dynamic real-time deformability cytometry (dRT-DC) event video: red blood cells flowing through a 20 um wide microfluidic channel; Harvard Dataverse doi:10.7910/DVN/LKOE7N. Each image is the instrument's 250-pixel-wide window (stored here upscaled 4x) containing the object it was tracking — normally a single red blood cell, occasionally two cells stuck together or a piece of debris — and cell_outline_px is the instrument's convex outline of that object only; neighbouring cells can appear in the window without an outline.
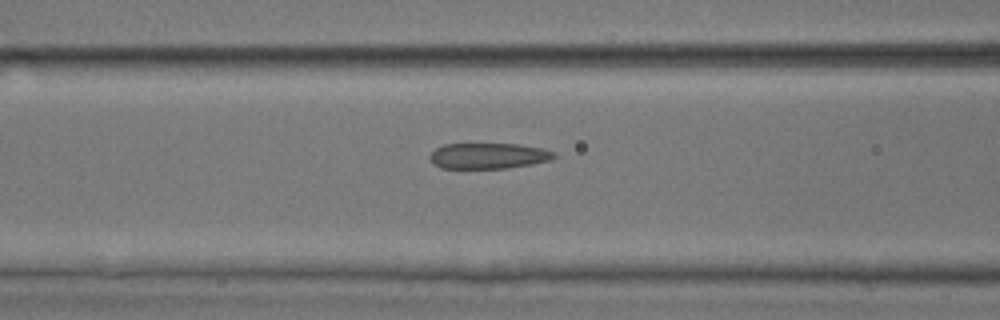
{"species": "common noctule bat (a hibernating species)", "species_latin": "Nyctalus noctula", "temperature_condition": "room temperature", "stored_images_in_passage": 6, "camera_frame_rate_fps": 3000, "um_per_image_px": 0.085, "animal": {"sex": "male", "body_mass_g": 17.9, "forearm_length_mm": 54.2}, "frame": {"image": 1, "passage_image": 6, "time_ms": 6.667, "image_size_px": [1000, 320], "cell_outline_px": [[556, 156], [548, 160], [532, 164], [508, 168], [440, 168], [432, 164], [428, 160], [428, 156], [436, 148], [444, 144], [516, 144], [544, 148], [556, 152]], "centroid_in_image_um": [41.48, 13.25], "position_along_channel_um": 125.1, "area_um2": 18.79}}